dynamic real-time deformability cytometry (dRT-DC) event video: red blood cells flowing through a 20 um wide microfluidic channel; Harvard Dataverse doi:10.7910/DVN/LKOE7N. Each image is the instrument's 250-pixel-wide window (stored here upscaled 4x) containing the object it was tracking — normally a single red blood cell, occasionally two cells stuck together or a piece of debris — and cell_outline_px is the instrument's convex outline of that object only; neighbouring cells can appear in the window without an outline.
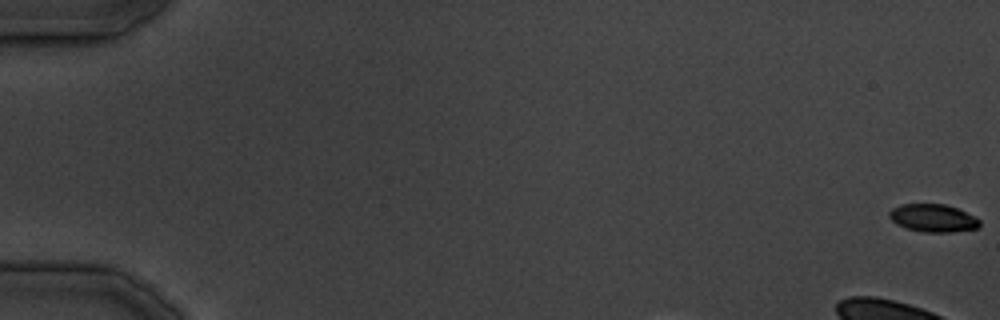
{"species": "common noctule bat (a hibernating species)", "species_latin": "Nyctalus noctula", "temperature_condition": "cold", "stored_images_in_passage": 7, "camera_frame_rate_fps": 3000, "um_per_image_px": 0.085, "animal": {"sex": "male", "body_mass_g": 19.5, "forearm_length_mm": 54.6}, "frame": {"image": 1, "passage_image": 1, "time_ms": 0.0, "image_size_px": [1000, 320], "cell_outline_px": [[980, 228], [952, 232], [924, 232], [908, 228], [896, 224], [888, 216], [888, 212], [892, 208], [900, 204], [944, 204], [956, 208], [976, 216], [980, 220]], "centroid_in_image_um": [79.32, 18.53], "position_along_channel_um": 5.7, "area_um2": 14.74}}